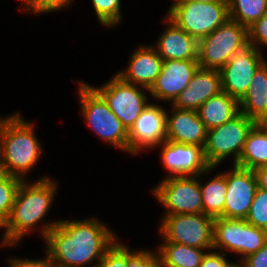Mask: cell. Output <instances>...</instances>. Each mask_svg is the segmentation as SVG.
Segmentation results:
<instances>
[{
	"mask_svg": "<svg viewBox=\"0 0 267 267\" xmlns=\"http://www.w3.org/2000/svg\"><path fill=\"white\" fill-rule=\"evenodd\" d=\"M40 231L54 267H83L93 260L97 267L117 240L112 230L95 218L50 222Z\"/></svg>",
	"mask_w": 267,
	"mask_h": 267,
	"instance_id": "obj_1",
	"label": "cell"
},
{
	"mask_svg": "<svg viewBox=\"0 0 267 267\" xmlns=\"http://www.w3.org/2000/svg\"><path fill=\"white\" fill-rule=\"evenodd\" d=\"M31 183L25 179L18 187L10 216L4 223L1 246H16L22 237L36 229L53 203L56 182L44 176Z\"/></svg>",
	"mask_w": 267,
	"mask_h": 267,
	"instance_id": "obj_2",
	"label": "cell"
},
{
	"mask_svg": "<svg viewBox=\"0 0 267 267\" xmlns=\"http://www.w3.org/2000/svg\"><path fill=\"white\" fill-rule=\"evenodd\" d=\"M34 132L18 113L0 118V166L7 175L25 180L39 160L43 149Z\"/></svg>",
	"mask_w": 267,
	"mask_h": 267,
	"instance_id": "obj_3",
	"label": "cell"
},
{
	"mask_svg": "<svg viewBox=\"0 0 267 267\" xmlns=\"http://www.w3.org/2000/svg\"><path fill=\"white\" fill-rule=\"evenodd\" d=\"M81 112L90 127L108 144L128 151V130L114 115L103 97L88 83L80 81Z\"/></svg>",
	"mask_w": 267,
	"mask_h": 267,
	"instance_id": "obj_4",
	"label": "cell"
},
{
	"mask_svg": "<svg viewBox=\"0 0 267 267\" xmlns=\"http://www.w3.org/2000/svg\"><path fill=\"white\" fill-rule=\"evenodd\" d=\"M166 17L200 40L229 19L228 2L174 1Z\"/></svg>",
	"mask_w": 267,
	"mask_h": 267,
	"instance_id": "obj_5",
	"label": "cell"
},
{
	"mask_svg": "<svg viewBox=\"0 0 267 267\" xmlns=\"http://www.w3.org/2000/svg\"><path fill=\"white\" fill-rule=\"evenodd\" d=\"M248 42V28L228 19L212 33L199 40L198 63L205 69L220 70Z\"/></svg>",
	"mask_w": 267,
	"mask_h": 267,
	"instance_id": "obj_6",
	"label": "cell"
},
{
	"mask_svg": "<svg viewBox=\"0 0 267 267\" xmlns=\"http://www.w3.org/2000/svg\"><path fill=\"white\" fill-rule=\"evenodd\" d=\"M256 124L255 120L240 112L223 125L208 130L203 148L207 164L216 168V165L233 155V164L236 165L247 136Z\"/></svg>",
	"mask_w": 267,
	"mask_h": 267,
	"instance_id": "obj_7",
	"label": "cell"
},
{
	"mask_svg": "<svg viewBox=\"0 0 267 267\" xmlns=\"http://www.w3.org/2000/svg\"><path fill=\"white\" fill-rule=\"evenodd\" d=\"M267 243V231L252 226L245 219H214L213 251H231L240 261L257 252Z\"/></svg>",
	"mask_w": 267,
	"mask_h": 267,
	"instance_id": "obj_8",
	"label": "cell"
},
{
	"mask_svg": "<svg viewBox=\"0 0 267 267\" xmlns=\"http://www.w3.org/2000/svg\"><path fill=\"white\" fill-rule=\"evenodd\" d=\"M159 229L165 241L213 250L214 218L204 213L165 215Z\"/></svg>",
	"mask_w": 267,
	"mask_h": 267,
	"instance_id": "obj_9",
	"label": "cell"
},
{
	"mask_svg": "<svg viewBox=\"0 0 267 267\" xmlns=\"http://www.w3.org/2000/svg\"><path fill=\"white\" fill-rule=\"evenodd\" d=\"M204 173L198 176H166L152 189L157 200L167 208L165 215L203 213L199 179Z\"/></svg>",
	"mask_w": 267,
	"mask_h": 267,
	"instance_id": "obj_10",
	"label": "cell"
},
{
	"mask_svg": "<svg viewBox=\"0 0 267 267\" xmlns=\"http://www.w3.org/2000/svg\"><path fill=\"white\" fill-rule=\"evenodd\" d=\"M106 101L110 110L129 130L142 110L149 104V89L125 82L115 74L110 81L99 87H93ZM144 89V90H142Z\"/></svg>",
	"mask_w": 267,
	"mask_h": 267,
	"instance_id": "obj_11",
	"label": "cell"
},
{
	"mask_svg": "<svg viewBox=\"0 0 267 267\" xmlns=\"http://www.w3.org/2000/svg\"><path fill=\"white\" fill-rule=\"evenodd\" d=\"M265 61L261 51L252 45L235 53L219 70L222 91L240 101L248 91L255 72Z\"/></svg>",
	"mask_w": 267,
	"mask_h": 267,
	"instance_id": "obj_12",
	"label": "cell"
},
{
	"mask_svg": "<svg viewBox=\"0 0 267 267\" xmlns=\"http://www.w3.org/2000/svg\"><path fill=\"white\" fill-rule=\"evenodd\" d=\"M167 141V112L158 104H148L128 130V152L160 146Z\"/></svg>",
	"mask_w": 267,
	"mask_h": 267,
	"instance_id": "obj_13",
	"label": "cell"
},
{
	"mask_svg": "<svg viewBox=\"0 0 267 267\" xmlns=\"http://www.w3.org/2000/svg\"><path fill=\"white\" fill-rule=\"evenodd\" d=\"M222 174L227 185L224 218L245 219L258 188L254 170L233 165L231 171Z\"/></svg>",
	"mask_w": 267,
	"mask_h": 267,
	"instance_id": "obj_14",
	"label": "cell"
},
{
	"mask_svg": "<svg viewBox=\"0 0 267 267\" xmlns=\"http://www.w3.org/2000/svg\"><path fill=\"white\" fill-rule=\"evenodd\" d=\"M161 145V161L164 168L172 174L169 177L198 176L214 169L207 164L201 146L173 141H166Z\"/></svg>",
	"mask_w": 267,
	"mask_h": 267,
	"instance_id": "obj_15",
	"label": "cell"
},
{
	"mask_svg": "<svg viewBox=\"0 0 267 267\" xmlns=\"http://www.w3.org/2000/svg\"><path fill=\"white\" fill-rule=\"evenodd\" d=\"M198 68L197 60L163 61L161 73L149 90L150 96H153V99L170 101L172 104L188 86Z\"/></svg>",
	"mask_w": 267,
	"mask_h": 267,
	"instance_id": "obj_16",
	"label": "cell"
},
{
	"mask_svg": "<svg viewBox=\"0 0 267 267\" xmlns=\"http://www.w3.org/2000/svg\"><path fill=\"white\" fill-rule=\"evenodd\" d=\"M221 91L220 71L199 67L188 86L171 105L181 110L197 111L203 103Z\"/></svg>",
	"mask_w": 267,
	"mask_h": 267,
	"instance_id": "obj_17",
	"label": "cell"
},
{
	"mask_svg": "<svg viewBox=\"0 0 267 267\" xmlns=\"http://www.w3.org/2000/svg\"><path fill=\"white\" fill-rule=\"evenodd\" d=\"M129 59L126 70L117 75L125 82L150 90L161 73L162 58L153 46L140 45Z\"/></svg>",
	"mask_w": 267,
	"mask_h": 267,
	"instance_id": "obj_18",
	"label": "cell"
},
{
	"mask_svg": "<svg viewBox=\"0 0 267 267\" xmlns=\"http://www.w3.org/2000/svg\"><path fill=\"white\" fill-rule=\"evenodd\" d=\"M172 115L167 113V141L197 145L204 148L207 128L198 112L171 107Z\"/></svg>",
	"mask_w": 267,
	"mask_h": 267,
	"instance_id": "obj_19",
	"label": "cell"
},
{
	"mask_svg": "<svg viewBox=\"0 0 267 267\" xmlns=\"http://www.w3.org/2000/svg\"><path fill=\"white\" fill-rule=\"evenodd\" d=\"M164 22L168 26L153 45L162 60H198L199 40L177 27L167 17Z\"/></svg>",
	"mask_w": 267,
	"mask_h": 267,
	"instance_id": "obj_20",
	"label": "cell"
},
{
	"mask_svg": "<svg viewBox=\"0 0 267 267\" xmlns=\"http://www.w3.org/2000/svg\"><path fill=\"white\" fill-rule=\"evenodd\" d=\"M240 112L261 123L267 118V62L255 72L248 91L239 101Z\"/></svg>",
	"mask_w": 267,
	"mask_h": 267,
	"instance_id": "obj_21",
	"label": "cell"
},
{
	"mask_svg": "<svg viewBox=\"0 0 267 267\" xmlns=\"http://www.w3.org/2000/svg\"><path fill=\"white\" fill-rule=\"evenodd\" d=\"M197 112L207 130H210L236 117L240 113L239 101L221 91L203 103Z\"/></svg>",
	"mask_w": 267,
	"mask_h": 267,
	"instance_id": "obj_22",
	"label": "cell"
},
{
	"mask_svg": "<svg viewBox=\"0 0 267 267\" xmlns=\"http://www.w3.org/2000/svg\"><path fill=\"white\" fill-rule=\"evenodd\" d=\"M205 250L163 240L157 249L158 264L159 267H199L207 253Z\"/></svg>",
	"mask_w": 267,
	"mask_h": 267,
	"instance_id": "obj_23",
	"label": "cell"
},
{
	"mask_svg": "<svg viewBox=\"0 0 267 267\" xmlns=\"http://www.w3.org/2000/svg\"><path fill=\"white\" fill-rule=\"evenodd\" d=\"M267 164V130L257 123L249 132L236 166L255 170Z\"/></svg>",
	"mask_w": 267,
	"mask_h": 267,
	"instance_id": "obj_24",
	"label": "cell"
},
{
	"mask_svg": "<svg viewBox=\"0 0 267 267\" xmlns=\"http://www.w3.org/2000/svg\"><path fill=\"white\" fill-rule=\"evenodd\" d=\"M199 186L201 189L203 213L214 219L224 218V204L227 192L225 176L222 173L217 174L205 184H201L199 180Z\"/></svg>",
	"mask_w": 267,
	"mask_h": 267,
	"instance_id": "obj_25",
	"label": "cell"
},
{
	"mask_svg": "<svg viewBox=\"0 0 267 267\" xmlns=\"http://www.w3.org/2000/svg\"><path fill=\"white\" fill-rule=\"evenodd\" d=\"M229 19L250 27L267 13V0H228Z\"/></svg>",
	"mask_w": 267,
	"mask_h": 267,
	"instance_id": "obj_26",
	"label": "cell"
},
{
	"mask_svg": "<svg viewBox=\"0 0 267 267\" xmlns=\"http://www.w3.org/2000/svg\"><path fill=\"white\" fill-rule=\"evenodd\" d=\"M21 181L22 179L7 174L0 180V221L3 224L10 216Z\"/></svg>",
	"mask_w": 267,
	"mask_h": 267,
	"instance_id": "obj_27",
	"label": "cell"
},
{
	"mask_svg": "<svg viewBox=\"0 0 267 267\" xmlns=\"http://www.w3.org/2000/svg\"><path fill=\"white\" fill-rule=\"evenodd\" d=\"M121 0H92L95 14L100 24L106 27L116 26L121 19Z\"/></svg>",
	"mask_w": 267,
	"mask_h": 267,
	"instance_id": "obj_28",
	"label": "cell"
},
{
	"mask_svg": "<svg viewBox=\"0 0 267 267\" xmlns=\"http://www.w3.org/2000/svg\"><path fill=\"white\" fill-rule=\"evenodd\" d=\"M245 220L252 226L267 231V190L257 188Z\"/></svg>",
	"mask_w": 267,
	"mask_h": 267,
	"instance_id": "obj_29",
	"label": "cell"
},
{
	"mask_svg": "<svg viewBox=\"0 0 267 267\" xmlns=\"http://www.w3.org/2000/svg\"><path fill=\"white\" fill-rule=\"evenodd\" d=\"M97 267H127V246L116 240L105 252Z\"/></svg>",
	"mask_w": 267,
	"mask_h": 267,
	"instance_id": "obj_30",
	"label": "cell"
},
{
	"mask_svg": "<svg viewBox=\"0 0 267 267\" xmlns=\"http://www.w3.org/2000/svg\"><path fill=\"white\" fill-rule=\"evenodd\" d=\"M131 251L127 247V267H159L157 251Z\"/></svg>",
	"mask_w": 267,
	"mask_h": 267,
	"instance_id": "obj_31",
	"label": "cell"
},
{
	"mask_svg": "<svg viewBox=\"0 0 267 267\" xmlns=\"http://www.w3.org/2000/svg\"><path fill=\"white\" fill-rule=\"evenodd\" d=\"M248 42L260 50V46H267V13L248 27Z\"/></svg>",
	"mask_w": 267,
	"mask_h": 267,
	"instance_id": "obj_32",
	"label": "cell"
},
{
	"mask_svg": "<svg viewBox=\"0 0 267 267\" xmlns=\"http://www.w3.org/2000/svg\"><path fill=\"white\" fill-rule=\"evenodd\" d=\"M225 254L224 252L208 251L199 267H227L231 262L227 261Z\"/></svg>",
	"mask_w": 267,
	"mask_h": 267,
	"instance_id": "obj_33",
	"label": "cell"
},
{
	"mask_svg": "<svg viewBox=\"0 0 267 267\" xmlns=\"http://www.w3.org/2000/svg\"><path fill=\"white\" fill-rule=\"evenodd\" d=\"M47 256L45 259L42 260H33V259H12L9 258V264L10 267H54L51 259H50V255L46 252Z\"/></svg>",
	"mask_w": 267,
	"mask_h": 267,
	"instance_id": "obj_34",
	"label": "cell"
},
{
	"mask_svg": "<svg viewBox=\"0 0 267 267\" xmlns=\"http://www.w3.org/2000/svg\"><path fill=\"white\" fill-rule=\"evenodd\" d=\"M245 267H267V243L242 260Z\"/></svg>",
	"mask_w": 267,
	"mask_h": 267,
	"instance_id": "obj_35",
	"label": "cell"
},
{
	"mask_svg": "<svg viewBox=\"0 0 267 267\" xmlns=\"http://www.w3.org/2000/svg\"><path fill=\"white\" fill-rule=\"evenodd\" d=\"M73 0H39V13H48L66 8Z\"/></svg>",
	"mask_w": 267,
	"mask_h": 267,
	"instance_id": "obj_36",
	"label": "cell"
},
{
	"mask_svg": "<svg viewBox=\"0 0 267 267\" xmlns=\"http://www.w3.org/2000/svg\"><path fill=\"white\" fill-rule=\"evenodd\" d=\"M258 187L267 190V164L254 170Z\"/></svg>",
	"mask_w": 267,
	"mask_h": 267,
	"instance_id": "obj_37",
	"label": "cell"
},
{
	"mask_svg": "<svg viewBox=\"0 0 267 267\" xmlns=\"http://www.w3.org/2000/svg\"><path fill=\"white\" fill-rule=\"evenodd\" d=\"M24 4V9L26 11H31L33 14L39 13V0H22Z\"/></svg>",
	"mask_w": 267,
	"mask_h": 267,
	"instance_id": "obj_38",
	"label": "cell"
},
{
	"mask_svg": "<svg viewBox=\"0 0 267 267\" xmlns=\"http://www.w3.org/2000/svg\"><path fill=\"white\" fill-rule=\"evenodd\" d=\"M175 1H192V2H204V3L228 2V0H175Z\"/></svg>",
	"mask_w": 267,
	"mask_h": 267,
	"instance_id": "obj_39",
	"label": "cell"
},
{
	"mask_svg": "<svg viewBox=\"0 0 267 267\" xmlns=\"http://www.w3.org/2000/svg\"><path fill=\"white\" fill-rule=\"evenodd\" d=\"M227 267H245V266H244V263L241 261L239 264L238 263L234 264L231 262Z\"/></svg>",
	"mask_w": 267,
	"mask_h": 267,
	"instance_id": "obj_40",
	"label": "cell"
},
{
	"mask_svg": "<svg viewBox=\"0 0 267 267\" xmlns=\"http://www.w3.org/2000/svg\"><path fill=\"white\" fill-rule=\"evenodd\" d=\"M6 175L4 169L0 166V180Z\"/></svg>",
	"mask_w": 267,
	"mask_h": 267,
	"instance_id": "obj_41",
	"label": "cell"
},
{
	"mask_svg": "<svg viewBox=\"0 0 267 267\" xmlns=\"http://www.w3.org/2000/svg\"><path fill=\"white\" fill-rule=\"evenodd\" d=\"M261 124L265 127V129L267 130V118H265Z\"/></svg>",
	"mask_w": 267,
	"mask_h": 267,
	"instance_id": "obj_42",
	"label": "cell"
},
{
	"mask_svg": "<svg viewBox=\"0 0 267 267\" xmlns=\"http://www.w3.org/2000/svg\"><path fill=\"white\" fill-rule=\"evenodd\" d=\"M0 228H4V224L0 221Z\"/></svg>",
	"mask_w": 267,
	"mask_h": 267,
	"instance_id": "obj_43",
	"label": "cell"
}]
</instances>
